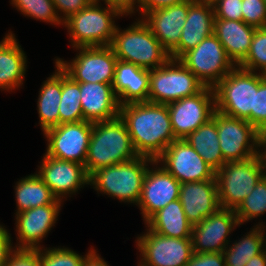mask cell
<instances>
[{"instance_id": "d590c367", "label": "cell", "mask_w": 266, "mask_h": 266, "mask_svg": "<svg viewBox=\"0 0 266 266\" xmlns=\"http://www.w3.org/2000/svg\"><path fill=\"white\" fill-rule=\"evenodd\" d=\"M238 67L266 75V27L255 29L250 50Z\"/></svg>"}, {"instance_id": "836d02e7", "label": "cell", "mask_w": 266, "mask_h": 266, "mask_svg": "<svg viewBox=\"0 0 266 266\" xmlns=\"http://www.w3.org/2000/svg\"><path fill=\"white\" fill-rule=\"evenodd\" d=\"M9 3L28 19L63 27L52 0H10Z\"/></svg>"}, {"instance_id": "7a4b0ae2", "label": "cell", "mask_w": 266, "mask_h": 266, "mask_svg": "<svg viewBox=\"0 0 266 266\" xmlns=\"http://www.w3.org/2000/svg\"><path fill=\"white\" fill-rule=\"evenodd\" d=\"M137 156L127 127L120 116L93 123L84 164L88 176L100 168L130 161Z\"/></svg>"}, {"instance_id": "1f68e13d", "label": "cell", "mask_w": 266, "mask_h": 266, "mask_svg": "<svg viewBox=\"0 0 266 266\" xmlns=\"http://www.w3.org/2000/svg\"><path fill=\"white\" fill-rule=\"evenodd\" d=\"M84 120L80 102V85L61 69V99L59 104V125Z\"/></svg>"}, {"instance_id": "ee69618b", "label": "cell", "mask_w": 266, "mask_h": 266, "mask_svg": "<svg viewBox=\"0 0 266 266\" xmlns=\"http://www.w3.org/2000/svg\"><path fill=\"white\" fill-rule=\"evenodd\" d=\"M183 1L185 0H138L137 15L141 18L146 12L181 3Z\"/></svg>"}, {"instance_id": "c3c4849f", "label": "cell", "mask_w": 266, "mask_h": 266, "mask_svg": "<svg viewBox=\"0 0 266 266\" xmlns=\"http://www.w3.org/2000/svg\"><path fill=\"white\" fill-rule=\"evenodd\" d=\"M245 266H266V256L264 251L250 258Z\"/></svg>"}, {"instance_id": "4fadbf2b", "label": "cell", "mask_w": 266, "mask_h": 266, "mask_svg": "<svg viewBox=\"0 0 266 266\" xmlns=\"http://www.w3.org/2000/svg\"><path fill=\"white\" fill-rule=\"evenodd\" d=\"M36 168V174L49 187L53 195L63 202L89 187V176L84 165L52 158L45 153Z\"/></svg>"}, {"instance_id": "83f0119b", "label": "cell", "mask_w": 266, "mask_h": 266, "mask_svg": "<svg viewBox=\"0 0 266 266\" xmlns=\"http://www.w3.org/2000/svg\"><path fill=\"white\" fill-rule=\"evenodd\" d=\"M54 72L42 82L37 99V112L41 132L59 125L61 99V68L56 62Z\"/></svg>"}, {"instance_id": "816d5d0a", "label": "cell", "mask_w": 266, "mask_h": 266, "mask_svg": "<svg viewBox=\"0 0 266 266\" xmlns=\"http://www.w3.org/2000/svg\"><path fill=\"white\" fill-rule=\"evenodd\" d=\"M199 1L207 2V3H213V2L216 1V0H199Z\"/></svg>"}, {"instance_id": "ab89813d", "label": "cell", "mask_w": 266, "mask_h": 266, "mask_svg": "<svg viewBox=\"0 0 266 266\" xmlns=\"http://www.w3.org/2000/svg\"><path fill=\"white\" fill-rule=\"evenodd\" d=\"M5 266H40L39 249H15Z\"/></svg>"}, {"instance_id": "52a82bcc", "label": "cell", "mask_w": 266, "mask_h": 266, "mask_svg": "<svg viewBox=\"0 0 266 266\" xmlns=\"http://www.w3.org/2000/svg\"><path fill=\"white\" fill-rule=\"evenodd\" d=\"M205 85L180 61L169 59L150 69L148 102L169 104L201 92Z\"/></svg>"}, {"instance_id": "603a6c76", "label": "cell", "mask_w": 266, "mask_h": 266, "mask_svg": "<svg viewBox=\"0 0 266 266\" xmlns=\"http://www.w3.org/2000/svg\"><path fill=\"white\" fill-rule=\"evenodd\" d=\"M27 64L26 52L10 29L0 40V91L11 93L23 88Z\"/></svg>"}, {"instance_id": "d6a6232c", "label": "cell", "mask_w": 266, "mask_h": 266, "mask_svg": "<svg viewBox=\"0 0 266 266\" xmlns=\"http://www.w3.org/2000/svg\"><path fill=\"white\" fill-rule=\"evenodd\" d=\"M240 225L249 223L251 220H258L254 226H263L266 222L261 219L266 213V178L262 177L255 188L241 204L234 210ZM261 221V222H260Z\"/></svg>"}, {"instance_id": "9c48e42d", "label": "cell", "mask_w": 266, "mask_h": 266, "mask_svg": "<svg viewBox=\"0 0 266 266\" xmlns=\"http://www.w3.org/2000/svg\"><path fill=\"white\" fill-rule=\"evenodd\" d=\"M72 49L76 54L71 60L53 59L69 77L81 83L113 84L118 59L110 46Z\"/></svg>"}, {"instance_id": "7402d4cb", "label": "cell", "mask_w": 266, "mask_h": 266, "mask_svg": "<svg viewBox=\"0 0 266 266\" xmlns=\"http://www.w3.org/2000/svg\"><path fill=\"white\" fill-rule=\"evenodd\" d=\"M179 200L187 220L200 223L220 208L216 179L181 183Z\"/></svg>"}, {"instance_id": "6da1fadb", "label": "cell", "mask_w": 266, "mask_h": 266, "mask_svg": "<svg viewBox=\"0 0 266 266\" xmlns=\"http://www.w3.org/2000/svg\"><path fill=\"white\" fill-rule=\"evenodd\" d=\"M119 116L138 156L156 160L176 140L166 104L128 103L120 106Z\"/></svg>"}, {"instance_id": "bcb514c9", "label": "cell", "mask_w": 266, "mask_h": 266, "mask_svg": "<svg viewBox=\"0 0 266 266\" xmlns=\"http://www.w3.org/2000/svg\"><path fill=\"white\" fill-rule=\"evenodd\" d=\"M83 266H110V264L101 257L98 249H93L85 258Z\"/></svg>"}, {"instance_id": "4316f807", "label": "cell", "mask_w": 266, "mask_h": 266, "mask_svg": "<svg viewBox=\"0 0 266 266\" xmlns=\"http://www.w3.org/2000/svg\"><path fill=\"white\" fill-rule=\"evenodd\" d=\"M144 225L160 235L172 238H191L193 227L179 199L154 213Z\"/></svg>"}, {"instance_id": "8fae6325", "label": "cell", "mask_w": 266, "mask_h": 266, "mask_svg": "<svg viewBox=\"0 0 266 266\" xmlns=\"http://www.w3.org/2000/svg\"><path fill=\"white\" fill-rule=\"evenodd\" d=\"M204 85L214 88L236 65L212 34L179 59Z\"/></svg>"}, {"instance_id": "f1b7e54d", "label": "cell", "mask_w": 266, "mask_h": 266, "mask_svg": "<svg viewBox=\"0 0 266 266\" xmlns=\"http://www.w3.org/2000/svg\"><path fill=\"white\" fill-rule=\"evenodd\" d=\"M185 140L215 171L226 162L223 160L217 131V110L206 123L190 133Z\"/></svg>"}, {"instance_id": "4dcf8cb0", "label": "cell", "mask_w": 266, "mask_h": 266, "mask_svg": "<svg viewBox=\"0 0 266 266\" xmlns=\"http://www.w3.org/2000/svg\"><path fill=\"white\" fill-rule=\"evenodd\" d=\"M262 226H252L249 232L243 234L238 240H231L222 251L225 266H245L248 260L263 251Z\"/></svg>"}, {"instance_id": "f6af8a7d", "label": "cell", "mask_w": 266, "mask_h": 266, "mask_svg": "<svg viewBox=\"0 0 266 266\" xmlns=\"http://www.w3.org/2000/svg\"><path fill=\"white\" fill-rule=\"evenodd\" d=\"M96 2L104 3L109 6L119 9L126 17L129 18L137 15L138 0H93ZM102 1V2H101Z\"/></svg>"}, {"instance_id": "277c9868", "label": "cell", "mask_w": 266, "mask_h": 266, "mask_svg": "<svg viewBox=\"0 0 266 266\" xmlns=\"http://www.w3.org/2000/svg\"><path fill=\"white\" fill-rule=\"evenodd\" d=\"M154 159L137 156L117 165L100 168L89 176V185L99 194L120 203L138 204L146 171Z\"/></svg>"}, {"instance_id": "8992f818", "label": "cell", "mask_w": 266, "mask_h": 266, "mask_svg": "<svg viewBox=\"0 0 266 266\" xmlns=\"http://www.w3.org/2000/svg\"><path fill=\"white\" fill-rule=\"evenodd\" d=\"M257 90L258 73L236 66L214 87L216 110L251 124Z\"/></svg>"}, {"instance_id": "74e56055", "label": "cell", "mask_w": 266, "mask_h": 266, "mask_svg": "<svg viewBox=\"0 0 266 266\" xmlns=\"http://www.w3.org/2000/svg\"><path fill=\"white\" fill-rule=\"evenodd\" d=\"M242 21L255 28L266 27L264 0H242Z\"/></svg>"}, {"instance_id": "5bb4252c", "label": "cell", "mask_w": 266, "mask_h": 266, "mask_svg": "<svg viewBox=\"0 0 266 266\" xmlns=\"http://www.w3.org/2000/svg\"><path fill=\"white\" fill-rule=\"evenodd\" d=\"M175 139H185L212 118L216 110L214 88L167 104Z\"/></svg>"}, {"instance_id": "ba28073f", "label": "cell", "mask_w": 266, "mask_h": 266, "mask_svg": "<svg viewBox=\"0 0 266 266\" xmlns=\"http://www.w3.org/2000/svg\"><path fill=\"white\" fill-rule=\"evenodd\" d=\"M262 177L257 156L245 161L226 162L215 171L220 207L235 210Z\"/></svg>"}, {"instance_id": "f546056e", "label": "cell", "mask_w": 266, "mask_h": 266, "mask_svg": "<svg viewBox=\"0 0 266 266\" xmlns=\"http://www.w3.org/2000/svg\"><path fill=\"white\" fill-rule=\"evenodd\" d=\"M14 192L17 208L14 214L51 203H64L53 195L36 172L18 179L14 185Z\"/></svg>"}, {"instance_id": "7dc6e473", "label": "cell", "mask_w": 266, "mask_h": 266, "mask_svg": "<svg viewBox=\"0 0 266 266\" xmlns=\"http://www.w3.org/2000/svg\"><path fill=\"white\" fill-rule=\"evenodd\" d=\"M263 172V177L266 178V145L260 140L257 142V154H256Z\"/></svg>"}, {"instance_id": "b9f144b4", "label": "cell", "mask_w": 266, "mask_h": 266, "mask_svg": "<svg viewBox=\"0 0 266 266\" xmlns=\"http://www.w3.org/2000/svg\"><path fill=\"white\" fill-rule=\"evenodd\" d=\"M186 266H225L222 252L193 253Z\"/></svg>"}, {"instance_id": "30bf717a", "label": "cell", "mask_w": 266, "mask_h": 266, "mask_svg": "<svg viewBox=\"0 0 266 266\" xmlns=\"http://www.w3.org/2000/svg\"><path fill=\"white\" fill-rule=\"evenodd\" d=\"M137 234V266H186L193 255L191 238H172L160 235L145 226Z\"/></svg>"}, {"instance_id": "f35d334b", "label": "cell", "mask_w": 266, "mask_h": 266, "mask_svg": "<svg viewBox=\"0 0 266 266\" xmlns=\"http://www.w3.org/2000/svg\"><path fill=\"white\" fill-rule=\"evenodd\" d=\"M212 4L215 19L242 21V0H216Z\"/></svg>"}, {"instance_id": "7c38bea8", "label": "cell", "mask_w": 266, "mask_h": 266, "mask_svg": "<svg viewBox=\"0 0 266 266\" xmlns=\"http://www.w3.org/2000/svg\"><path fill=\"white\" fill-rule=\"evenodd\" d=\"M93 123H64L45 130V154L61 160L85 164Z\"/></svg>"}, {"instance_id": "9a60e30c", "label": "cell", "mask_w": 266, "mask_h": 266, "mask_svg": "<svg viewBox=\"0 0 266 266\" xmlns=\"http://www.w3.org/2000/svg\"><path fill=\"white\" fill-rule=\"evenodd\" d=\"M217 131L225 162L245 161L256 156L259 132L245 119L217 111Z\"/></svg>"}, {"instance_id": "2e32d148", "label": "cell", "mask_w": 266, "mask_h": 266, "mask_svg": "<svg viewBox=\"0 0 266 266\" xmlns=\"http://www.w3.org/2000/svg\"><path fill=\"white\" fill-rule=\"evenodd\" d=\"M63 205L64 203H51L15 214L14 248L36 250L44 247L42 241L56 225Z\"/></svg>"}, {"instance_id": "d6986e66", "label": "cell", "mask_w": 266, "mask_h": 266, "mask_svg": "<svg viewBox=\"0 0 266 266\" xmlns=\"http://www.w3.org/2000/svg\"><path fill=\"white\" fill-rule=\"evenodd\" d=\"M181 183L154 160L146 171L137 207L145 223L154 213L179 199Z\"/></svg>"}, {"instance_id": "60d3db41", "label": "cell", "mask_w": 266, "mask_h": 266, "mask_svg": "<svg viewBox=\"0 0 266 266\" xmlns=\"http://www.w3.org/2000/svg\"><path fill=\"white\" fill-rule=\"evenodd\" d=\"M58 16L64 22L71 15L87 7L93 0H52Z\"/></svg>"}, {"instance_id": "3957f363", "label": "cell", "mask_w": 266, "mask_h": 266, "mask_svg": "<svg viewBox=\"0 0 266 266\" xmlns=\"http://www.w3.org/2000/svg\"><path fill=\"white\" fill-rule=\"evenodd\" d=\"M124 16L115 7L92 1L66 19L63 27L71 48L110 46L118 26L115 22Z\"/></svg>"}, {"instance_id": "e575fe53", "label": "cell", "mask_w": 266, "mask_h": 266, "mask_svg": "<svg viewBox=\"0 0 266 266\" xmlns=\"http://www.w3.org/2000/svg\"><path fill=\"white\" fill-rule=\"evenodd\" d=\"M93 249L91 246L82 255L66 246H44L39 249L40 266H83L85 258Z\"/></svg>"}, {"instance_id": "e0dca14e", "label": "cell", "mask_w": 266, "mask_h": 266, "mask_svg": "<svg viewBox=\"0 0 266 266\" xmlns=\"http://www.w3.org/2000/svg\"><path fill=\"white\" fill-rule=\"evenodd\" d=\"M156 161L180 183L215 179V170L185 139L174 140Z\"/></svg>"}, {"instance_id": "484cf974", "label": "cell", "mask_w": 266, "mask_h": 266, "mask_svg": "<svg viewBox=\"0 0 266 266\" xmlns=\"http://www.w3.org/2000/svg\"><path fill=\"white\" fill-rule=\"evenodd\" d=\"M255 29L243 21L215 19L213 34L224 47L228 57L238 66L250 50Z\"/></svg>"}, {"instance_id": "44dd1931", "label": "cell", "mask_w": 266, "mask_h": 266, "mask_svg": "<svg viewBox=\"0 0 266 266\" xmlns=\"http://www.w3.org/2000/svg\"><path fill=\"white\" fill-rule=\"evenodd\" d=\"M188 13V0L146 12L141 19L170 53L178 44Z\"/></svg>"}, {"instance_id": "5b68a950", "label": "cell", "mask_w": 266, "mask_h": 266, "mask_svg": "<svg viewBox=\"0 0 266 266\" xmlns=\"http://www.w3.org/2000/svg\"><path fill=\"white\" fill-rule=\"evenodd\" d=\"M135 17L127 28L117 26L110 47L118 60L149 70L161 67L170 59L169 52L146 23Z\"/></svg>"}, {"instance_id": "681fc988", "label": "cell", "mask_w": 266, "mask_h": 266, "mask_svg": "<svg viewBox=\"0 0 266 266\" xmlns=\"http://www.w3.org/2000/svg\"><path fill=\"white\" fill-rule=\"evenodd\" d=\"M259 140L266 145V126L259 131Z\"/></svg>"}, {"instance_id": "7bdbcfd3", "label": "cell", "mask_w": 266, "mask_h": 266, "mask_svg": "<svg viewBox=\"0 0 266 266\" xmlns=\"http://www.w3.org/2000/svg\"><path fill=\"white\" fill-rule=\"evenodd\" d=\"M12 233L0 223V266H5L9 256L15 250Z\"/></svg>"}, {"instance_id": "ac0fdd59", "label": "cell", "mask_w": 266, "mask_h": 266, "mask_svg": "<svg viewBox=\"0 0 266 266\" xmlns=\"http://www.w3.org/2000/svg\"><path fill=\"white\" fill-rule=\"evenodd\" d=\"M237 227L240 228V223L235 211L220 207L200 223L193 225L191 234L193 252H222L230 243V237Z\"/></svg>"}, {"instance_id": "ffe728a7", "label": "cell", "mask_w": 266, "mask_h": 266, "mask_svg": "<svg viewBox=\"0 0 266 266\" xmlns=\"http://www.w3.org/2000/svg\"><path fill=\"white\" fill-rule=\"evenodd\" d=\"M214 7L212 3L188 0V13L179 44L169 53L171 59L179 60L194 49L206 37L214 33Z\"/></svg>"}, {"instance_id": "f907efd6", "label": "cell", "mask_w": 266, "mask_h": 266, "mask_svg": "<svg viewBox=\"0 0 266 266\" xmlns=\"http://www.w3.org/2000/svg\"><path fill=\"white\" fill-rule=\"evenodd\" d=\"M262 229H263V236H264L263 251L266 256V224L262 226Z\"/></svg>"}, {"instance_id": "cb8c5ba5", "label": "cell", "mask_w": 266, "mask_h": 266, "mask_svg": "<svg viewBox=\"0 0 266 266\" xmlns=\"http://www.w3.org/2000/svg\"><path fill=\"white\" fill-rule=\"evenodd\" d=\"M79 85L84 121L94 123L119 116L120 104L111 84L79 82Z\"/></svg>"}, {"instance_id": "8d00e7d4", "label": "cell", "mask_w": 266, "mask_h": 266, "mask_svg": "<svg viewBox=\"0 0 266 266\" xmlns=\"http://www.w3.org/2000/svg\"><path fill=\"white\" fill-rule=\"evenodd\" d=\"M251 125L259 132L266 126V75L258 73V90L255 92Z\"/></svg>"}, {"instance_id": "d4e9b609", "label": "cell", "mask_w": 266, "mask_h": 266, "mask_svg": "<svg viewBox=\"0 0 266 266\" xmlns=\"http://www.w3.org/2000/svg\"><path fill=\"white\" fill-rule=\"evenodd\" d=\"M149 82V69L117 60L112 86L120 106L148 102Z\"/></svg>"}]
</instances>
